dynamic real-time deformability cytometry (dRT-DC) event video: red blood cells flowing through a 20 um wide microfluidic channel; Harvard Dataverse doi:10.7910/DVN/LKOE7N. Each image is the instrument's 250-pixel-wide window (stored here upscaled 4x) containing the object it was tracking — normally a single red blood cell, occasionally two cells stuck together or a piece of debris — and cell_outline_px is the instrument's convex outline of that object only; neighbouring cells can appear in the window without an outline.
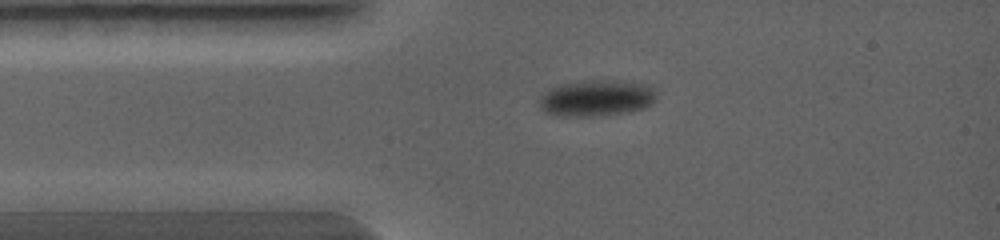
{"species": "common noctule bat (a hibernating species)", "species_latin": "Nyctalus noctula", "temperature_condition": "warm", "stored_images_in_passage": 1, "camera_frame_rate_fps": 5000, "um_per_image_px": 0.085, "animal": {"sex": "female", "body_mass_g": 19.0, "forearm_length_mm": 56.7}, "frame": {"image": 1, "passage_image": 1, "time_ms": 0.0, "image_size_px": [1000, 240], "cell_outline_px": [[656, 96], [652, 104], [644, 108], [632, 112], [588, 116], [556, 116], [544, 112], [540, 108], [536, 100], [548, 88], [580, 80], [620, 80], [652, 84], [656, 92]], "centroid_in_image_um": [50.7, 8.32], "position_along_channel_um": 34.3, "area_um2": 25.49}}